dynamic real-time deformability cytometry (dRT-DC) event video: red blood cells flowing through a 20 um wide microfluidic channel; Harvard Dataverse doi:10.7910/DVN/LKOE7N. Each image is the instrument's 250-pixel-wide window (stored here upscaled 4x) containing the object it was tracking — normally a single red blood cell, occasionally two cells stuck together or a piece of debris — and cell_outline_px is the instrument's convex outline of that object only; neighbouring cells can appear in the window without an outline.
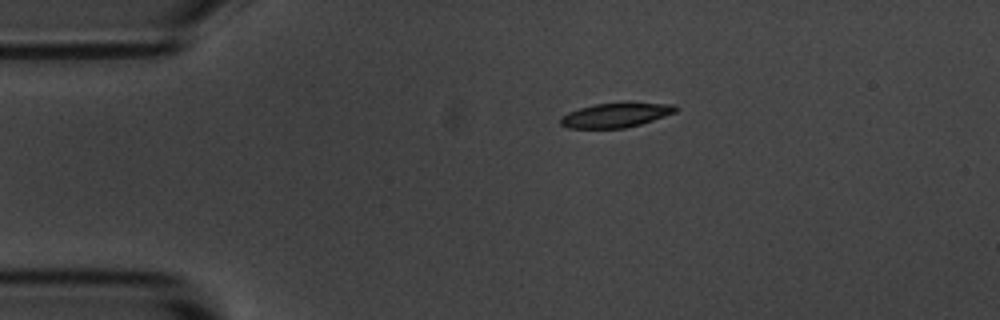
{"species": "common noctule bat (a hibernating species)", "species_latin": "Nyctalus noctula", "temperature_condition": "room temperature", "stored_images_in_passage": 2, "camera_frame_rate_fps": 3000, "um_per_image_px": 0.085, "animal": {"sex": "male", "body_mass_g": 20.1, "forearm_length_mm": 53.5}, "frame": {"image": 1, "passage_image": 1, "time_ms": 0.0, "image_size_px": [1000, 320], "cell_outline_px": [[680, 108], [676, 112], [640, 124], [624, 128], [568, 128], [560, 124], [560, 116], [568, 112], [580, 108], [596, 104], [624, 100], [628, 100], [676, 104]], "centroid_in_image_um": [52.41, 9.73], "position_along_channel_um": 32.6, "area_um2": 17.17}}